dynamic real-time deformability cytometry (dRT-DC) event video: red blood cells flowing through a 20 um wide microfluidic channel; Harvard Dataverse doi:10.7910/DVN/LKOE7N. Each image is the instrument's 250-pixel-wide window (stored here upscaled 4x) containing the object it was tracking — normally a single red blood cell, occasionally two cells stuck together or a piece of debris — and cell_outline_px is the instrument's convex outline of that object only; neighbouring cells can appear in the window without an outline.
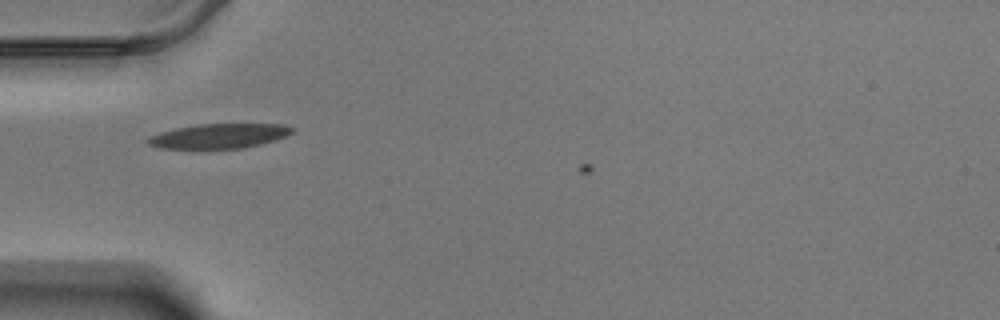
{"species": "Egyptian fruit bat (a non-hibernating species)", "species_latin": "Rousettus aegyptiacus", "temperature_condition": "warm", "stored_images_in_passage": 17, "camera_frame_rate_fps": 3000, "um_per_image_px": 0.085, "animal": {"sex": "male"}, "frame": {"image": 1, "passage_image": 14, "time_ms": 4.333, "image_size_px": [1000, 320], "cell_outline_px": [[296, 128], [292, 132], [284, 136], [260, 144], [244, 148], [160, 148], [148, 144], [144, 140], [148, 136], [160, 132], [176, 128], [196, 124], [284, 124]], "centroid_in_image_um": [18.58, 11.55], "position_along_channel_um": 66.4, "area_um2": 20.63}}